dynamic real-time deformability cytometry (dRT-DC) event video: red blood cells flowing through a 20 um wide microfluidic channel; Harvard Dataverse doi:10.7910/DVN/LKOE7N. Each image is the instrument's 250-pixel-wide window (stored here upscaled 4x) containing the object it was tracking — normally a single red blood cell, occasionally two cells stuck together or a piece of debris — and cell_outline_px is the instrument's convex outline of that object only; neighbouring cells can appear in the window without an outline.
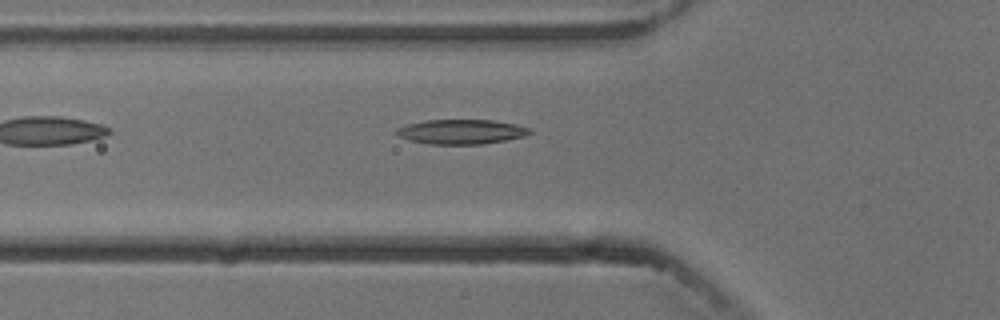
{"species": "common noctule bat (a hibernating species)", "species_latin": "Nyctalus noctula", "temperature_condition": "cold", "stored_images_in_passage": 3, "camera_frame_rate_fps": 3000, "um_per_image_px": 0.085, "animal": {"sex": "male", "body_mass_g": 13.3}, "frame": {"image": 1, "passage_image": 3, "time_ms": 2.333, "image_size_px": [1000, 320], "cell_outline_px": [[532, 132], [524, 136], [484, 144], [428, 144], [408, 140], [392, 132], [396, 128], [404, 124], [428, 120], [492, 120], [516, 124], [528, 128]], "centroid_in_image_um": [39.13, 11.19], "position_along_channel_um": 86.7, "area_um2": 19.19}}